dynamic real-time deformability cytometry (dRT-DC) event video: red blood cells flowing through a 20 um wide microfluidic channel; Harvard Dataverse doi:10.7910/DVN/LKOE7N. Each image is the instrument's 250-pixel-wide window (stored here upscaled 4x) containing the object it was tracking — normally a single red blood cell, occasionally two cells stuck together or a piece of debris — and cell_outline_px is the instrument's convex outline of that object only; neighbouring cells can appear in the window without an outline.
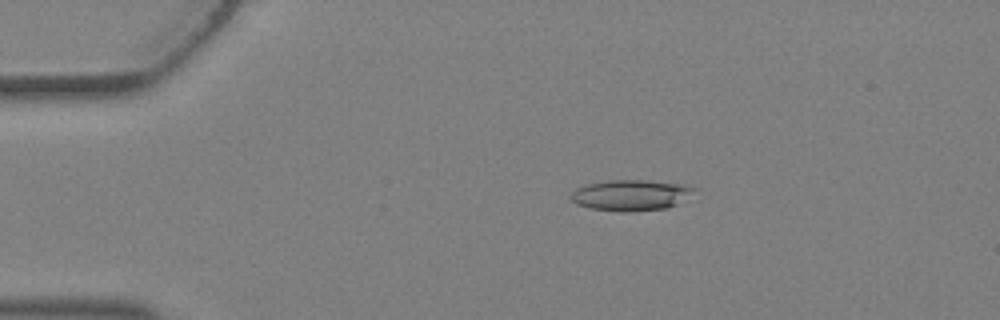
{"species": "Egyptian fruit bat (a non-hibernating species)", "species_latin": "Rousettus aegyptiacus", "temperature_condition": "warm", "stored_images_in_passage": 2, "camera_frame_rate_fps": 3000, "um_per_image_px": 0.085, "animal": {"sex": "female"}, "frame": {"image": 1, "passage_image": 2, "time_ms": 0.333, "image_size_px": [1000, 320], "cell_outline_px": [[700, 188], [676, 204], [668, 208], [628, 212], [624, 212], [592, 208], [576, 204], [568, 196], [576, 188], [588, 184], [608, 180], [648, 180], [688, 184]], "centroid_in_image_um": [53.66, 16.57], "position_along_channel_um": 31.3, "area_um2": 22.37}}